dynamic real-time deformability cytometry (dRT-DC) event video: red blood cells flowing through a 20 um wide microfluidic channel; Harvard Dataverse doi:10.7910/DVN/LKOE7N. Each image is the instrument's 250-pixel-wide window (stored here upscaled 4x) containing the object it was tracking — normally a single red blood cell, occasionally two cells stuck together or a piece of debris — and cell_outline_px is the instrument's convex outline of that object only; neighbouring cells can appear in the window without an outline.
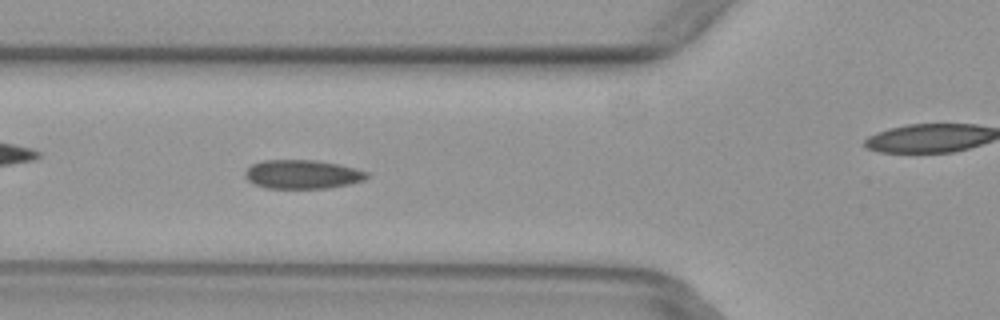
{"species": "common noctule bat (a hibernating species)", "species_latin": "Nyctalus noctula", "temperature_condition": "warm", "stored_images_in_passage": 4, "segment_of_instrument_passage": [1, 2], "camera_frame_rate_fps": 3000, "um_per_image_px": 0.085, "animal": {"sex": "female", "body_mass_g": 29.2, "forearm_length_mm": 56.3}, "frame": {"image": 1, "passage_image": 3, "time_ms": 0.667, "image_size_px": [1000, 320], "cell_outline_px": [[368, 176], [364, 180], [348, 184], [328, 188], [264, 188], [248, 180], [244, 176], [244, 172], [252, 164], [264, 160], [316, 160], [340, 164], [356, 168], [368, 172]], "centroid_in_image_um": [25.71, 14.81], "position_along_channel_um": 100.1, "area_um2": 20.52}}